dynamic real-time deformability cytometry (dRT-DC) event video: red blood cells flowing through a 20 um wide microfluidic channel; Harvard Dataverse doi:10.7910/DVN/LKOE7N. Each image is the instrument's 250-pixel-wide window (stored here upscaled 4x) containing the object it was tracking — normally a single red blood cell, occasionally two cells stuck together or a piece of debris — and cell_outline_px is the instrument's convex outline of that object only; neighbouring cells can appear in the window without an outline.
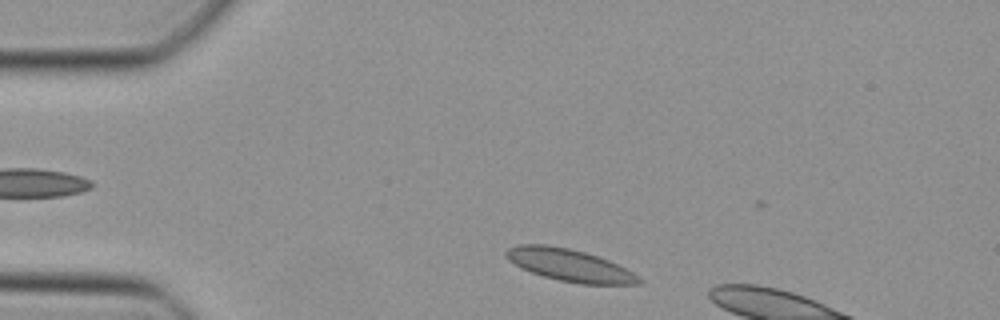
{"species": "Egyptian fruit bat (a non-hibernating species)", "species_latin": "Rousettus aegyptiacus", "temperature_condition": "cold", "stored_images_in_passage": 10, "camera_frame_rate_fps": 3000, "um_per_image_px": 0.085, "animal": {"sex": "female"}, "frame": {"image": 1, "passage_image": 5, "time_ms": 1.333, "image_size_px": [1000, 320], "cell_outline_px": [[644, 280], [640, 284], [580, 284], [560, 280], [544, 276], [532, 272], [508, 260], [504, 256], [504, 252], [508, 248], [520, 244], [544, 244], [568, 248], [584, 252], [608, 260], [640, 276]], "centroid_in_image_um": [48.42, 22.54], "position_along_channel_um": 36.6, "area_um2": 24.68}}